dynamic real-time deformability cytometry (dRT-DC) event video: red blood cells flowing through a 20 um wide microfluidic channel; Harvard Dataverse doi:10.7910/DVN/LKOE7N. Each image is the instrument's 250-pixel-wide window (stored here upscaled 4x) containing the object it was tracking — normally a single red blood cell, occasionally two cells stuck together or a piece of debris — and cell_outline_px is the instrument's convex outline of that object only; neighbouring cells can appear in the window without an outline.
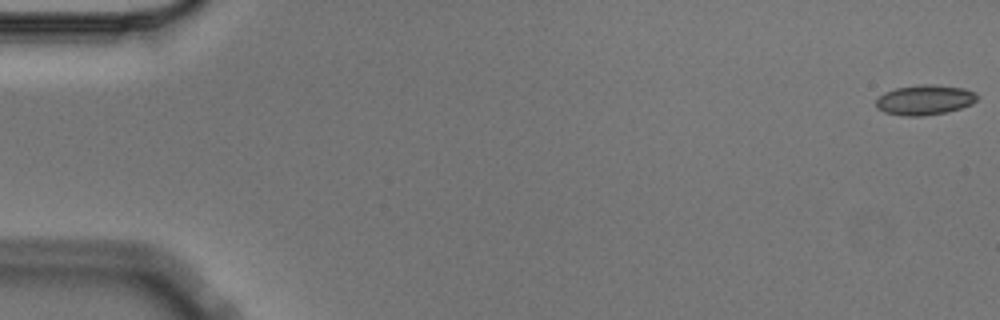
{"species": "Egyptian fruit bat (a non-hibernating species)", "species_latin": "Rousettus aegyptiacus", "temperature_condition": "cold", "stored_images_in_passage": 6, "camera_frame_rate_fps": 3000, "um_per_image_px": 0.085, "animal": {"sex": "male"}, "frame": {"image": 1, "passage_image": 1, "time_ms": 0.0, "image_size_px": [1000, 320], "cell_outline_px": [[980, 96], [972, 104], [948, 112], [924, 116], [904, 116], [884, 112], [876, 108], [876, 100], [884, 92], [896, 88], [920, 84], [936, 84], [964, 88], [976, 92]], "centroid_in_image_um": [78.63, 8.49], "position_along_channel_um": 6.4, "area_um2": 17.98}}
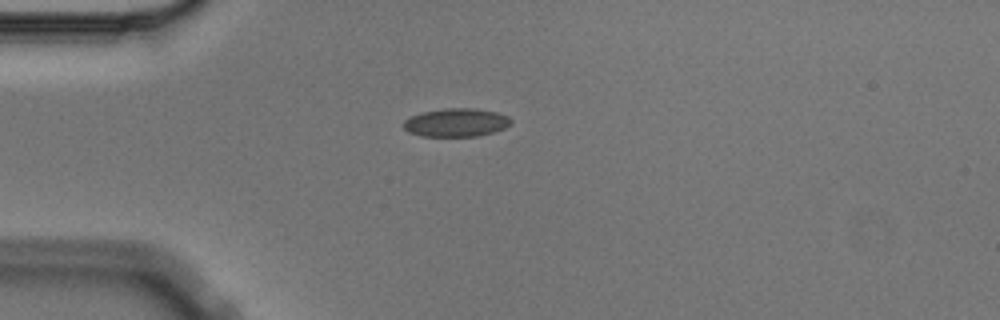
{"frame": {"image": 2, "passage_image": 5, "time_ms": 1.333, "image_size_px": [1000, 320], "cell_outline_px": [[512, 124], [504, 128], [492, 132], [476, 136], [420, 136], [408, 132], [404, 128], [404, 120], [412, 116], [424, 112], [444, 108], [476, 108], [496, 112], [508, 116], [512, 120]], "centroid_in_image_um": [38.79, 10.41], "position_along_channel_um": 46.2, "area_um2": 17.69}}